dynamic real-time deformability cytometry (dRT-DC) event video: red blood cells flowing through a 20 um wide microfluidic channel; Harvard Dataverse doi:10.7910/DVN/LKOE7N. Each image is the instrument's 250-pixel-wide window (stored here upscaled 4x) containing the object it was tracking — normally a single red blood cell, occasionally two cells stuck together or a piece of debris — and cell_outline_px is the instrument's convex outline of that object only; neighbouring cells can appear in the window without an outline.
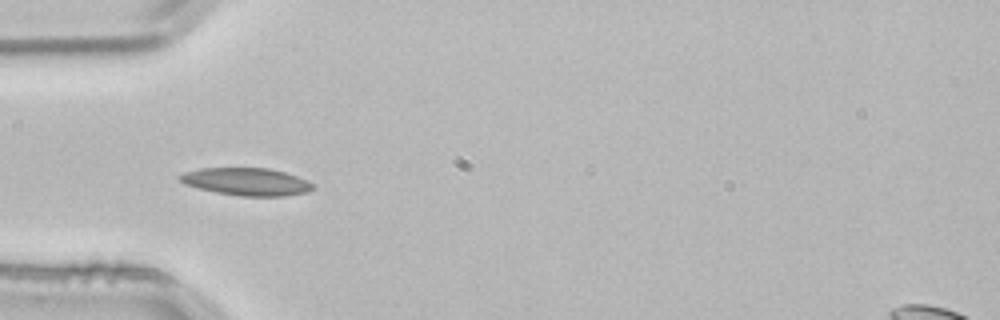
{"species": "common noctule bat (a hibernating species)", "species_latin": "Nyctalus noctula", "temperature_condition": "room temperature", "stored_images_in_passage": 4, "camera_frame_rate_fps": 3000, "um_per_image_px": 0.085, "animal": {"sex": "male", "body_mass_g": 21.5, "forearm_length_mm": 52.0}, "frame": {"image": 1, "passage_image": 4, "time_ms": 1.0, "image_size_px": [1000, 320], "cell_outline_px": [[316, 188], [308, 192], [284, 196], [240, 196], [216, 192], [184, 184], [176, 176], [184, 172], [200, 168], [268, 168], [284, 172], [296, 176], [312, 184]], "centroid_in_image_um": [20.93, 15.44], "position_along_channel_um": 64.1, "area_um2": 21.27}}